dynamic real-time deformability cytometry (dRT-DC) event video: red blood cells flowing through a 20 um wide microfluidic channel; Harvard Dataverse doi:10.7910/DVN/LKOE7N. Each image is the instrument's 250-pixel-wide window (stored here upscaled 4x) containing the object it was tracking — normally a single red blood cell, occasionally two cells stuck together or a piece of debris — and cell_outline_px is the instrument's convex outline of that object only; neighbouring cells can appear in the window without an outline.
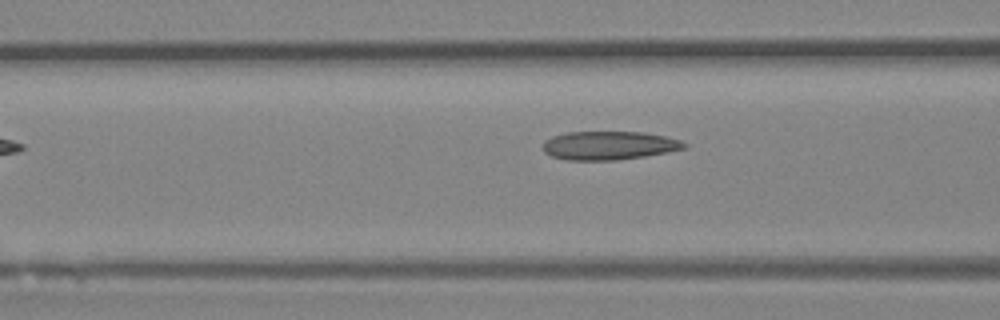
{"species": "Egyptian fruit bat (a non-hibernating species)", "species_latin": "Rousettus aegyptiacus", "temperature_condition": "room temperature", "stored_images_in_passage": 6, "camera_frame_rate_fps": 3000, "um_per_image_px": 0.085, "animal": {"sex": "female"}, "frame": {"image": 1, "passage_image": 4, "time_ms": 1.0, "image_size_px": [1000, 320], "cell_outline_px": [[688, 144], [684, 148], [668, 152], [644, 156], [616, 160], [568, 160], [552, 156], [544, 152], [544, 140], [552, 136], [568, 132], [644, 132], [664, 136], [680, 140]], "centroid_in_image_um": [51.76, 12.36], "position_along_channel_um": 114.8, "area_um2": 23.41}}
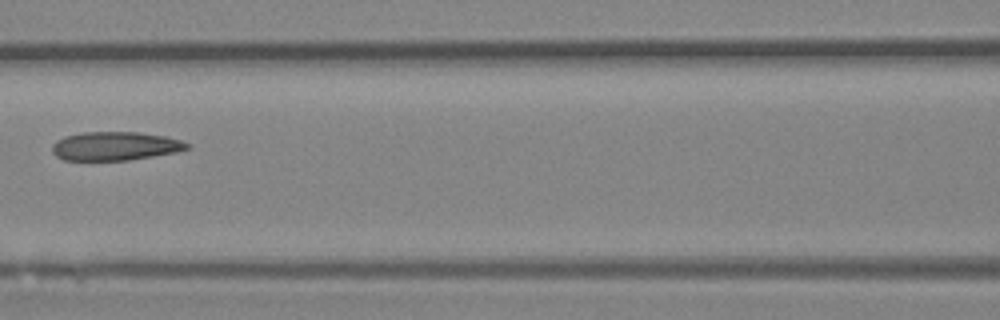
{"frame": {"image": 2, "passage_image": 5, "time_ms": 1.333, "image_size_px": [1000, 320], "cell_outline_px": [[188, 148], [176, 152], [128, 160], [64, 160], [56, 156], [52, 152], [52, 144], [56, 140], [64, 136], [80, 132], [136, 132], [164, 136], [180, 140], [188, 144]], "centroid_in_image_um": [9.72, 12.41], "position_along_channel_um": 156.9, "area_um2": 22.43}}
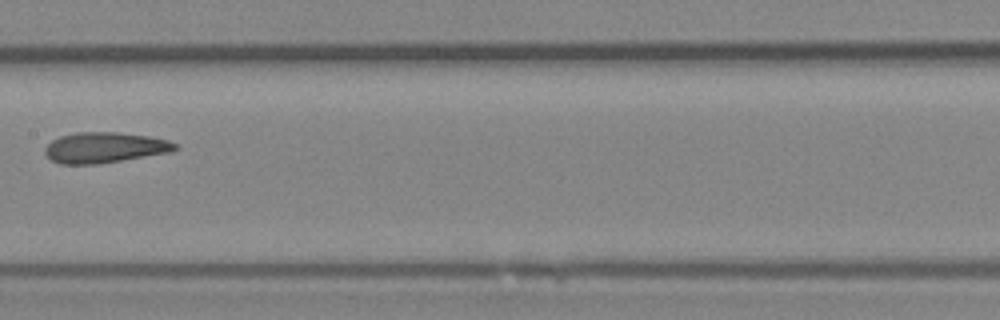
{"frame": {"image": 3, "passage_image": 6, "time_ms": 1.667, "image_size_px": [1000, 320], "cell_outline_px": [[180, 148], [172, 152], [96, 164], [60, 164], [52, 160], [44, 152], [44, 148], [52, 140], [60, 136], [76, 132], [120, 132], [148, 136], [168, 140], [176, 144]], "centroid_in_image_um": [8.91, 12.54], "position_along_channel_um": 198.5, "area_um2": 23.24}}